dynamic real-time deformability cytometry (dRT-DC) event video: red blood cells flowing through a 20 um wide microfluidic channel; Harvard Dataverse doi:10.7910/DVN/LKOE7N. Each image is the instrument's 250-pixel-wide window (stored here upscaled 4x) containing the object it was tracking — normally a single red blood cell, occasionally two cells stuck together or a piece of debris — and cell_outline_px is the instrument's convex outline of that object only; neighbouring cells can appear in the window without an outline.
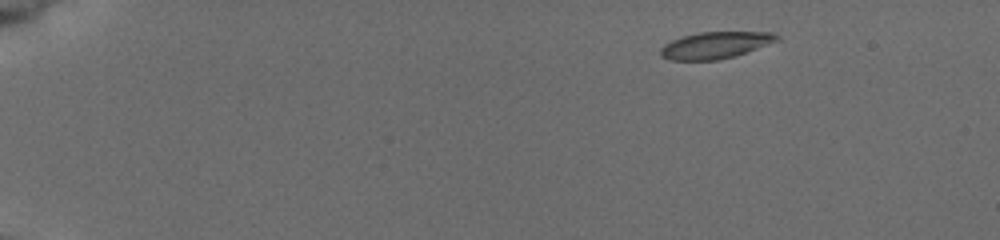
{"species": "common noctule bat (a hibernating species)", "species_latin": "Nyctalus noctula", "temperature_condition": "cold", "stored_images_in_passage": 7, "camera_frame_rate_fps": 3000, "um_per_image_px": 0.085, "animal": {"sex": "female", "body_mass_g": 19.5, "forearm_length_mm": 54.1}, "frame": {"image": 1, "passage_image": 1, "time_ms": 0.0, "image_size_px": [1000, 240], "cell_outline_px": [[780, 40], [732, 56], [716, 60], [668, 60], [660, 56], [660, 48], [664, 44], [672, 40], [684, 36], [700, 32], [776, 32], [780, 36]], "centroid_in_image_um": [60.79, 3.83], "position_along_channel_um": 24.2, "area_um2": 17.98}}
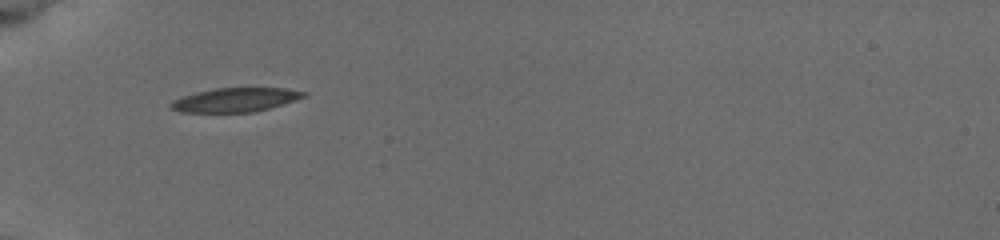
{"frame": {"image": 2, "passage_image": 6, "time_ms": 4.0, "image_size_px": [1000, 240], "cell_outline_px": [[308, 96], [296, 100], [268, 108], [252, 112], [180, 112], [168, 108], [168, 104], [172, 100], [180, 96], [196, 92], [216, 88], [284, 88], [308, 92]], "centroid_in_image_um": [19.96, 8.48], "position_along_channel_um": 65.0, "area_um2": 18.73}}